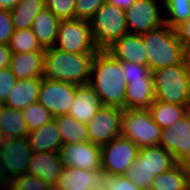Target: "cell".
Masks as SVG:
<instances>
[{"label": "cell", "mask_w": 190, "mask_h": 190, "mask_svg": "<svg viewBox=\"0 0 190 190\" xmlns=\"http://www.w3.org/2000/svg\"><path fill=\"white\" fill-rule=\"evenodd\" d=\"M88 84L96 92L103 106L124 109L126 78L120 61L108 50H99L95 54Z\"/></svg>", "instance_id": "1"}, {"label": "cell", "mask_w": 190, "mask_h": 190, "mask_svg": "<svg viewBox=\"0 0 190 190\" xmlns=\"http://www.w3.org/2000/svg\"><path fill=\"white\" fill-rule=\"evenodd\" d=\"M95 54H78L56 47L45 49L43 77L74 85L88 84Z\"/></svg>", "instance_id": "2"}, {"label": "cell", "mask_w": 190, "mask_h": 190, "mask_svg": "<svg viewBox=\"0 0 190 190\" xmlns=\"http://www.w3.org/2000/svg\"><path fill=\"white\" fill-rule=\"evenodd\" d=\"M141 36L146 46L147 66L151 72L183 62L184 48L176 31L166 23Z\"/></svg>", "instance_id": "3"}, {"label": "cell", "mask_w": 190, "mask_h": 190, "mask_svg": "<svg viewBox=\"0 0 190 190\" xmlns=\"http://www.w3.org/2000/svg\"><path fill=\"white\" fill-rule=\"evenodd\" d=\"M155 100L190 109V75L184 61L152 72Z\"/></svg>", "instance_id": "4"}, {"label": "cell", "mask_w": 190, "mask_h": 190, "mask_svg": "<svg viewBox=\"0 0 190 190\" xmlns=\"http://www.w3.org/2000/svg\"><path fill=\"white\" fill-rule=\"evenodd\" d=\"M95 45L107 50L122 36L129 34L125 10L105 2L89 20Z\"/></svg>", "instance_id": "5"}, {"label": "cell", "mask_w": 190, "mask_h": 190, "mask_svg": "<svg viewBox=\"0 0 190 190\" xmlns=\"http://www.w3.org/2000/svg\"><path fill=\"white\" fill-rule=\"evenodd\" d=\"M121 136L139 148L158 146L161 128L152 119L148 109H122Z\"/></svg>", "instance_id": "6"}, {"label": "cell", "mask_w": 190, "mask_h": 190, "mask_svg": "<svg viewBox=\"0 0 190 190\" xmlns=\"http://www.w3.org/2000/svg\"><path fill=\"white\" fill-rule=\"evenodd\" d=\"M32 153L26 137L4 140L0 146V190L27 173Z\"/></svg>", "instance_id": "7"}, {"label": "cell", "mask_w": 190, "mask_h": 190, "mask_svg": "<svg viewBox=\"0 0 190 190\" xmlns=\"http://www.w3.org/2000/svg\"><path fill=\"white\" fill-rule=\"evenodd\" d=\"M54 47L70 53L96 54L90 23L87 20H61Z\"/></svg>", "instance_id": "8"}, {"label": "cell", "mask_w": 190, "mask_h": 190, "mask_svg": "<svg viewBox=\"0 0 190 190\" xmlns=\"http://www.w3.org/2000/svg\"><path fill=\"white\" fill-rule=\"evenodd\" d=\"M139 147L131 140L119 136L101 146V170L118 176L125 175L136 160Z\"/></svg>", "instance_id": "9"}, {"label": "cell", "mask_w": 190, "mask_h": 190, "mask_svg": "<svg viewBox=\"0 0 190 190\" xmlns=\"http://www.w3.org/2000/svg\"><path fill=\"white\" fill-rule=\"evenodd\" d=\"M157 0H134L125 10L126 25L129 34L141 35L165 24Z\"/></svg>", "instance_id": "10"}, {"label": "cell", "mask_w": 190, "mask_h": 190, "mask_svg": "<svg viewBox=\"0 0 190 190\" xmlns=\"http://www.w3.org/2000/svg\"><path fill=\"white\" fill-rule=\"evenodd\" d=\"M122 109L113 106H102L87 123L89 141L98 146L108 144L121 136Z\"/></svg>", "instance_id": "11"}, {"label": "cell", "mask_w": 190, "mask_h": 190, "mask_svg": "<svg viewBox=\"0 0 190 190\" xmlns=\"http://www.w3.org/2000/svg\"><path fill=\"white\" fill-rule=\"evenodd\" d=\"M78 85L63 81H53L42 78L38 102L45 106L54 117L68 114L75 98Z\"/></svg>", "instance_id": "12"}, {"label": "cell", "mask_w": 190, "mask_h": 190, "mask_svg": "<svg viewBox=\"0 0 190 190\" xmlns=\"http://www.w3.org/2000/svg\"><path fill=\"white\" fill-rule=\"evenodd\" d=\"M58 155L64 167L101 171V146L90 141L62 144Z\"/></svg>", "instance_id": "13"}, {"label": "cell", "mask_w": 190, "mask_h": 190, "mask_svg": "<svg viewBox=\"0 0 190 190\" xmlns=\"http://www.w3.org/2000/svg\"><path fill=\"white\" fill-rule=\"evenodd\" d=\"M171 152L177 163H182L190 153V110L178 121L161 130L160 143Z\"/></svg>", "instance_id": "14"}, {"label": "cell", "mask_w": 190, "mask_h": 190, "mask_svg": "<svg viewBox=\"0 0 190 190\" xmlns=\"http://www.w3.org/2000/svg\"><path fill=\"white\" fill-rule=\"evenodd\" d=\"M63 168L58 152L32 153L27 173L41 178L54 188Z\"/></svg>", "instance_id": "15"}, {"label": "cell", "mask_w": 190, "mask_h": 190, "mask_svg": "<svg viewBox=\"0 0 190 190\" xmlns=\"http://www.w3.org/2000/svg\"><path fill=\"white\" fill-rule=\"evenodd\" d=\"M107 50L118 61L147 66L146 46L141 35L126 34Z\"/></svg>", "instance_id": "16"}, {"label": "cell", "mask_w": 190, "mask_h": 190, "mask_svg": "<svg viewBox=\"0 0 190 190\" xmlns=\"http://www.w3.org/2000/svg\"><path fill=\"white\" fill-rule=\"evenodd\" d=\"M45 51L12 53L8 68L16 80L43 78Z\"/></svg>", "instance_id": "17"}, {"label": "cell", "mask_w": 190, "mask_h": 190, "mask_svg": "<svg viewBox=\"0 0 190 190\" xmlns=\"http://www.w3.org/2000/svg\"><path fill=\"white\" fill-rule=\"evenodd\" d=\"M102 106L98 95L89 84L78 85L68 115L80 122L87 123Z\"/></svg>", "instance_id": "18"}, {"label": "cell", "mask_w": 190, "mask_h": 190, "mask_svg": "<svg viewBox=\"0 0 190 190\" xmlns=\"http://www.w3.org/2000/svg\"><path fill=\"white\" fill-rule=\"evenodd\" d=\"M154 100L152 72L145 79L132 80L127 83L124 109H148Z\"/></svg>", "instance_id": "19"}, {"label": "cell", "mask_w": 190, "mask_h": 190, "mask_svg": "<svg viewBox=\"0 0 190 190\" xmlns=\"http://www.w3.org/2000/svg\"><path fill=\"white\" fill-rule=\"evenodd\" d=\"M99 171L64 167L54 186L56 190H92L98 186Z\"/></svg>", "instance_id": "20"}, {"label": "cell", "mask_w": 190, "mask_h": 190, "mask_svg": "<svg viewBox=\"0 0 190 190\" xmlns=\"http://www.w3.org/2000/svg\"><path fill=\"white\" fill-rule=\"evenodd\" d=\"M42 78H26L17 80L10 90L4 105L8 108L23 110L38 101Z\"/></svg>", "instance_id": "21"}, {"label": "cell", "mask_w": 190, "mask_h": 190, "mask_svg": "<svg viewBox=\"0 0 190 190\" xmlns=\"http://www.w3.org/2000/svg\"><path fill=\"white\" fill-rule=\"evenodd\" d=\"M26 138L33 153L58 152L62 145L55 120L29 132Z\"/></svg>", "instance_id": "22"}, {"label": "cell", "mask_w": 190, "mask_h": 190, "mask_svg": "<svg viewBox=\"0 0 190 190\" xmlns=\"http://www.w3.org/2000/svg\"><path fill=\"white\" fill-rule=\"evenodd\" d=\"M59 23L60 20L46 7L34 18L31 30L44 49L54 47Z\"/></svg>", "instance_id": "23"}, {"label": "cell", "mask_w": 190, "mask_h": 190, "mask_svg": "<svg viewBox=\"0 0 190 190\" xmlns=\"http://www.w3.org/2000/svg\"><path fill=\"white\" fill-rule=\"evenodd\" d=\"M138 157L143 159L146 168L155 176L172 169L177 164L171 152L160 145L139 148Z\"/></svg>", "instance_id": "24"}, {"label": "cell", "mask_w": 190, "mask_h": 190, "mask_svg": "<svg viewBox=\"0 0 190 190\" xmlns=\"http://www.w3.org/2000/svg\"><path fill=\"white\" fill-rule=\"evenodd\" d=\"M150 190H190V173L177 163L172 169L156 175Z\"/></svg>", "instance_id": "25"}, {"label": "cell", "mask_w": 190, "mask_h": 190, "mask_svg": "<svg viewBox=\"0 0 190 190\" xmlns=\"http://www.w3.org/2000/svg\"><path fill=\"white\" fill-rule=\"evenodd\" d=\"M62 144L89 141L86 123L80 122L68 114L54 117Z\"/></svg>", "instance_id": "26"}, {"label": "cell", "mask_w": 190, "mask_h": 190, "mask_svg": "<svg viewBox=\"0 0 190 190\" xmlns=\"http://www.w3.org/2000/svg\"><path fill=\"white\" fill-rule=\"evenodd\" d=\"M0 131L5 140L26 137L29 129L23 118V111L5 106L0 116Z\"/></svg>", "instance_id": "27"}, {"label": "cell", "mask_w": 190, "mask_h": 190, "mask_svg": "<svg viewBox=\"0 0 190 190\" xmlns=\"http://www.w3.org/2000/svg\"><path fill=\"white\" fill-rule=\"evenodd\" d=\"M45 7V0H20L10 11L15 30L31 28L34 18Z\"/></svg>", "instance_id": "28"}, {"label": "cell", "mask_w": 190, "mask_h": 190, "mask_svg": "<svg viewBox=\"0 0 190 190\" xmlns=\"http://www.w3.org/2000/svg\"><path fill=\"white\" fill-rule=\"evenodd\" d=\"M148 110L152 119L161 129L171 126L185 115L190 109L187 106H179L172 103L154 100Z\"/></svg>", "instance_id": "29"}, {"label": "cell", "mask_w": 190, "mask_h": 190, "mask_svg": "<svg viewBox=\"0 0 190 190\" xmlns=\"http://www.w3.org/2000/svg\"><path fill=\"white\" fill-rule=\"evenodd\" d=\"M162 7L167 12L165 23L174 30L190 17V0H164Z\"/></svg>", "instance_id": "30"}, {"label": "cell", "mask_w": 190, "mask_h": 190, "mask_svg": "<svg viewBox=\"0 0 190 190\" xmlns=\"http://www.w3.org/2000/svg\"><path fill=\"white\" fill-rule=\"evenodd\" d=\"M8 47L12 53H27L33 51H45L31 28L15 30L10 38Z\"/></svg>", "instance_id": "31"}, {"label": "cell", "mask_w": 190, "mask_h": 190, "mask_svg": "<svg viewBox=\"0 0 190 190\" xmlns=\"http://www.w3.org/2000/svg\"><path fill=\"white\" fill-rule=\"evenodd\" d=\"M22 111L23 118L28 124L29 132L35 131L42 125L54 120L52 113L38 101L28 105Z\"/></svg>", "instance_id": "32"}, {"label": "cell", "mask_w": 190, "mask_h": 190, "mask_svg": "<svg viewBox=\"0 0 190 190\" xmlns=\"http://www.w3.org/2000/svg\"><path fill=\"white\" fill-rule=\"evenodd\" d=\"M125 176L144 190L151 189V183L155 178V175L150 173L144 165L143 159L138 156L130 168L126 171Z\"/></svg>", "instance_id": "33"}, {"label": "cell", "mask_w": 190, "mask_h": 190, "mask_svg": "<svg viewBox=\"0 0 190 190\" xmlns=\"http://www.w3.org/2000/svg\"><path fill=\"white\" fill-rule=\"evenodd\" d=\"M52 188L41 178L25 173L11 180L1 190H50Z\"/></svg>", "instance_id": "34"}, {"label": "cell", "mask_w": 190, "mask_h": 190, "mask_svg": "<svg viewBox=\"0 0 190 190\" xmlns=\"http://www.w3.org/2000/svg\"><path fill=\"white\" fill-rule=\"evenodd\" d=\"M98 186L106 190H144L130 181L125 175H115L99 171Z\"/></svg>", "instance_id": "35"}, {"label": "cell", "mask_w": 190, "mask_h": 190, "mask_svg": "<svg viewBox=\"0 0 190 190\" xmlns=\"http://www.w3.org/2000/svg\"><path fill=\"white\" fill-rule=\"evenodd\" d=\"M45 4L60 21L75 19V0H45Z\"/></svg>", "instance_id": "36"}, {"label": "cell", "mask_w": 190, "mask_h": 190, "mask_svg": "<svg viewBox=\"0 0 190 190\" xmlns=\"http://www.w3.org/2000/svg\"><path fill=\"white\" fill-rule=\"evenodd\" d=\"M106 0H75V19L89 21Z\"/></svg>", "instance_id": "37"}, {"label": "cell", "mask_w": 190, "mask_h": 190, "mask_svg": "<svg viewBox=\"0 0 190 190\" xmlns=\"http://www.w3.org/2000/svg\"><path fill=\"white\" fill-rule=\"evenodd\" d=\"M120 64L127 83L132 80L145 79L151 73L150 68L145 65L122 61Z\"/></svg>", "instance_id": "38"}, {"label": "cell", "mask_w": 190, "mask_h": 190, "mask_svg": "<svg viewBox=\"0 0 190 190\" xmlns=\"http://www.w3.org/2000/svg\"><path fill=\"white\" fill-rule=\"evenodd\" d=\"M14 31L10 11L0 9V44L8 45Z\"/></svg>", "instance_id": "39"}, {"label": "cell", "mask_w": 190, "mask_h": 190, "mask_svg": "<svg viewBox=\"0 0 190 190\" xmlns=\"http://www.w3.org/2000/svg\"><path fill=\"white\" fill-rule=\"evenodd\" d=\"M14 74L8 67L0 69V101L5 102L8 98L10 90L16 83Z\"/></svg>", "instance_id": "40"}, {"label": "cell", "mask_w": 190, "mask_h": 190, "mask_svg": "<svg viewBox=\"0 0 190 190\" xmlns=\"http://www.w3.org/2000/svg\"><path fill=\"white\" fill-rule=\"evenodd\" d=\"M183 48L190 47V17L175 29Z\"/></svg>", "instance_id": "41"}, {"label": "cell", "mask_w": 190, "mask_h": 190, "mask_svg": "<svg viewBox=\"0 0 190 190\" xmlns=\"http://www.w3.org/2000/svg\"><path fill=\"white\" fill-rule=\"evenodd\" d=\"M11 54L8 45L0 44V69L9 66Z\"/></svg>", "instance_id": "42"}, {"label": "cell", "mask_w": 190, "mask_h": 190, "mask_svg": "<svg viewBox=\"0 0 190 190\" xmlns=\"http://www.w3.org/2000/svg\"><path fill=\"white\" fill-rule=\"evenodd\" d=\"M106 2L123 10H127L133 4L134 0H106Z\"/></svg>", "instance_id": "43"}, {"label": "cell", "mask_w": 190, "mask_h": 190, "mask_svg": "<svg viewBox=\"0 0 190 190\" xmlns=\"http://www.w3.org/2000/svg\"><path fill=\"white\" fill-rule=\"evenodd\" d=\"M20 0H0V9L11 11Z\"/></svg>", "instance_id": "44"}, {"label": "cell", "mask_w": 190, "mask_h": 190, "mask_svg": "<svg viewBox=\"0 0 190 190\" xmlns=\"http://www.w3.org/2000/svg\"><path fill=\"white\" fill-rule=\"evenodd\" d=\"M185 67L188 74L190 75V47L184 48V59Z\"/></svg>", "instance_id": "45"}, {"label": "cell", "mask_w": 190, "mask_h": 190, "mask_svg": "<svg viewBox=\"0 0 190 190\" xmlns=\"http://www.w3.org/2000/svg\"><path fill=\"white\" fill-rule=\"evenodd\" d=\"M181 165L190 173V153L186 159L181 163Z\"/></svg>", "instance_id": "46"}, {"label": "cell", "mask_w": 190, "mask_h": 190, "mask_svg": "<svg viewBox=\"0 0 190 190\" xmlns=\"http://www.w3.org/2000/svg\"><path fill=\"white\" fill-rule=\"evenodd\" d=\"M4 108H5L4 103L0 101V116L2 115Z\"/></svg>", "instance_id": "47"}, {"label": "cell", "mask_w": 190, "mask_h": 190, "mask_svg": "<svg viewBox=\"0 0 190 190\" xmlns=\"http://www.w3.org/2000/svg\"><path fill=\"white\" fill-rule=\"evenodd\" d=\"M92 190H106V189L101 188V187H99V186H96V187H95V188H93Z\"/></svg>", "instance_id": "48"}]
</instances>
